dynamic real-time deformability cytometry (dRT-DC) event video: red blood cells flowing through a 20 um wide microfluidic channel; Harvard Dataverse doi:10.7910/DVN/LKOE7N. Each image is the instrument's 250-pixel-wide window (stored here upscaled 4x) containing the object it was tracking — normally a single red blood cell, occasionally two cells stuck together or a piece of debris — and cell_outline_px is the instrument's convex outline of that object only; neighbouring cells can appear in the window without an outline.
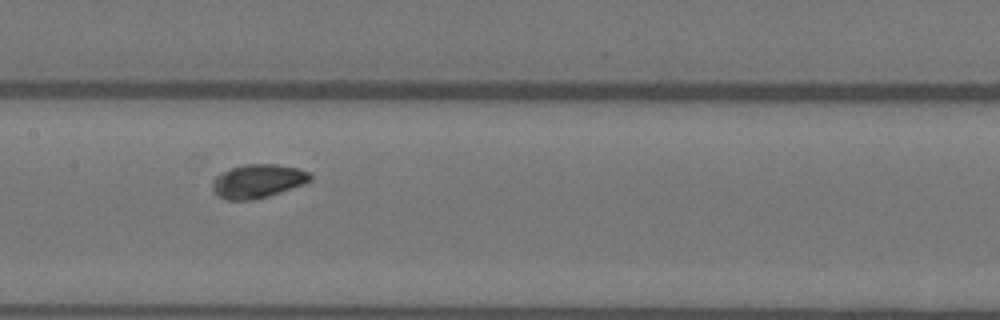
{"species": "Egyptian fruit bat (a non-hibernating species)", "species_latin": "Rousettus aegyptiacus", "temperature_condition": "warm", "stored_images_in_passage": 9, "camera_frame_rate_fps": 3000, "um_per_image_px": 0.085, "animal": {"sex": "female"}, "frame": {"image": 1, "passage_image": 8, "time_ms": 2.333, "image_size_px": [1000, 320], "cell_outline_px": [[312, 180], [304, 184], [268, 196], [252, 200], [224, 200], [212, 188], [212, 180], [220, 172], [244, 164], [276, 164], [300, 168], [308, 172], [312, 176]], "centroid_in_image_um": [21.92, 15.39], "position_along_channel_um": 185.5, "area_um2": 19.25}}
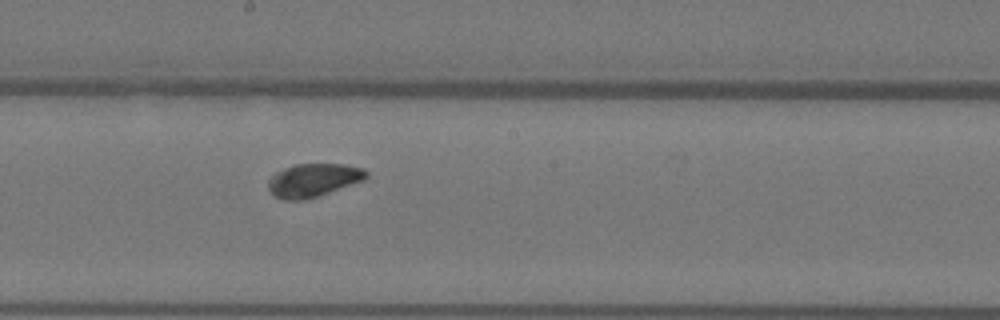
{"frame": {"image": 2, "passage_image": 9, "time_ms": 2.667, "image_size_px": [1000, 320], "cell_outline_px": [[368, 176], [364, 180], [304, 200], [284, 200], [276, 196], [268, 188], [268, 180], [276, 172], [296, 164], [344, 164], [364, 168], [368, 172]], "centroid_in_image_um": [26.65, 15.3], "position_along_channel_um": 221.6, "area_um2": 18.73}}